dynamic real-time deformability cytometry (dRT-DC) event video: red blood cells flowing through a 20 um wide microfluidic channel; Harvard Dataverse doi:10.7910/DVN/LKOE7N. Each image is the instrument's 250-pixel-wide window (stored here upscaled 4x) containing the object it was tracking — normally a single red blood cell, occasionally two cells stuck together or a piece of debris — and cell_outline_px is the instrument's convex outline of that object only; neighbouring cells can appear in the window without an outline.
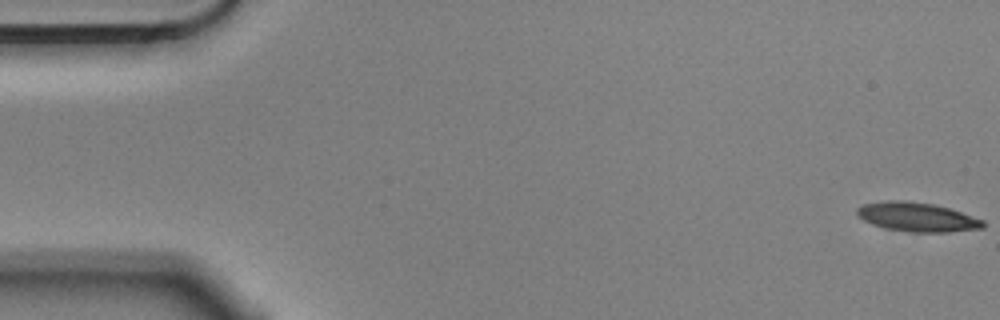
{"species": "Egyptian fruit bat (a non-hibernating species)", "species_latin": "Rousettus aegyptiacus", "temperature_condition": "cold", "stored_images_in_passage": 6, "camera_frame_rate_fps": 3000, "um_per_image_px": 0.085, "animal": {"sex": "male"}, "frame": {"image": 1, "passage_image": 1, "time_ms": 0.0, "image_size_px": [1000, 320], "cell_outline_px": [[984, 228], [948, 232], [908, 232], [884, 228], [872, 224], [864, 220], [856, 212], [856, 208], [864, 204], [884, 200], [908, 200], [932, 204], [948, 208], [984, 220]], "centroid_in_image_um": [77.94, 18.44], "position_along_channel_um": 7.1, "area_um2": 21.39}}
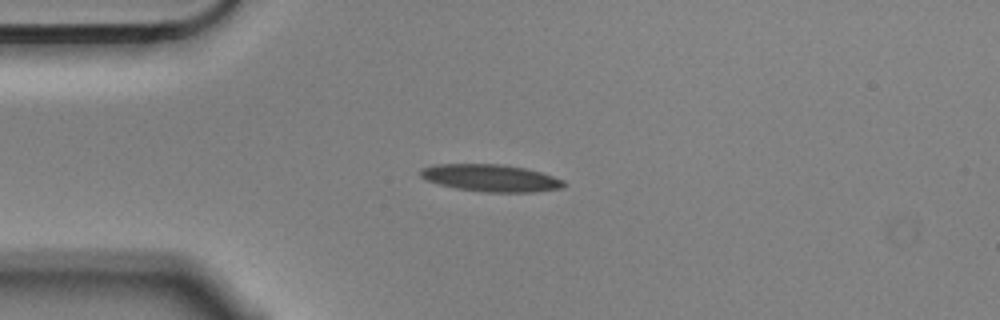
{"frame": {"image": 2, "passage_image": 4, "time_ms": 1.0, "image_size_px": [1000, 320], "cell_outline_px": [[568, 184], [564, 188], [532, 192], [484, 192], [456, 188], [436, 184], [420, 176], [420, 172], [424, 168], [436, 164], [504, 164], [524, 168], [540, 172], [564, 180]], "centroid_in_image_um": [41.75, 15.13], "position_along_channel_um": 43.2, "area_um2": 22.72}}